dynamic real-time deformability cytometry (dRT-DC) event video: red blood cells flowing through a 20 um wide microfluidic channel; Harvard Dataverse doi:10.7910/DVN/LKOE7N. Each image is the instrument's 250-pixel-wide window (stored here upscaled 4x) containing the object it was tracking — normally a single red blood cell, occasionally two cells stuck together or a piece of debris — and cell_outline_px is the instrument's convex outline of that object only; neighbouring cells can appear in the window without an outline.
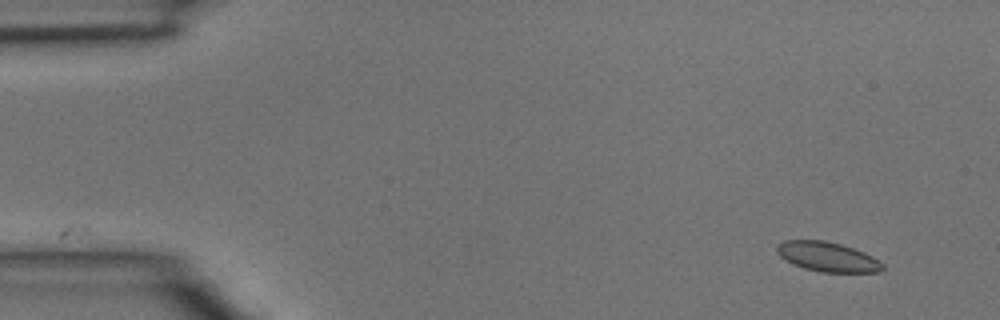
{"species": "common noctule bat (a hibernating species)", "species_latin": "Nyctalus noctula", "temperature_condition": "room temperature", "stored_images_in_passage": 5, "camera_frame_rate_fps": 3000, "um_per_image_px": 0.085, "animal": {"sex": "male", "body_mass_g": 15.6}, "frame": {"image": 1, "passage_image": 1, "time_ms": 0.0, "image_size_px": [1000, 320], "cell_outline_px": [[884, 268], [880, 272], [820, 272], [804, 268], [792, 264], [780, 256], [776, 252], [776, 244], [784, 240], [824, 240], [840, 244], [864, 252], [880, 260], [884, 264]], "centroid_in_image_um": [70.33, 21.83], "position_along_channel_um": 14.7, "area_um2": 18.38}}
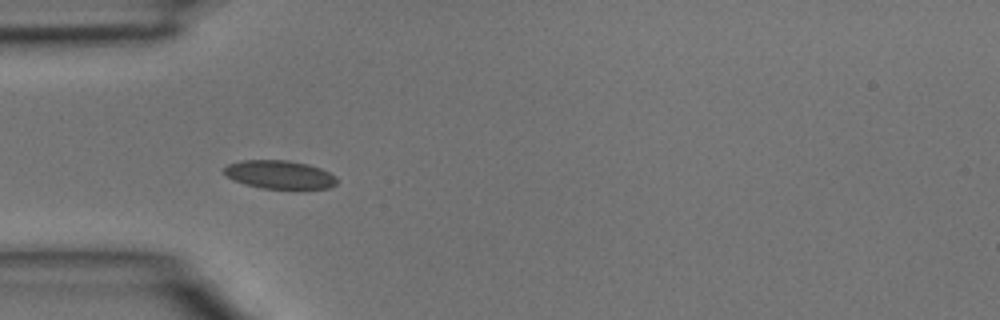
{"frame": {"image": 2, "passage_image": 4, "time_ms": 1.0, "image_size_px": [1000, 320], "cell_outline_px": [[336, 184], [332, 188], [260, 188], [244, 184], [232, 180], [224, 172], [224, 168], [228, 164], [240, 160], [288, 160], [308, 164], [320, 168], [336, 176]], "centroid_in_image_um": [23.75, 14.83], "position_along_channel_um": 61.3, "area_um2": 18.61}}